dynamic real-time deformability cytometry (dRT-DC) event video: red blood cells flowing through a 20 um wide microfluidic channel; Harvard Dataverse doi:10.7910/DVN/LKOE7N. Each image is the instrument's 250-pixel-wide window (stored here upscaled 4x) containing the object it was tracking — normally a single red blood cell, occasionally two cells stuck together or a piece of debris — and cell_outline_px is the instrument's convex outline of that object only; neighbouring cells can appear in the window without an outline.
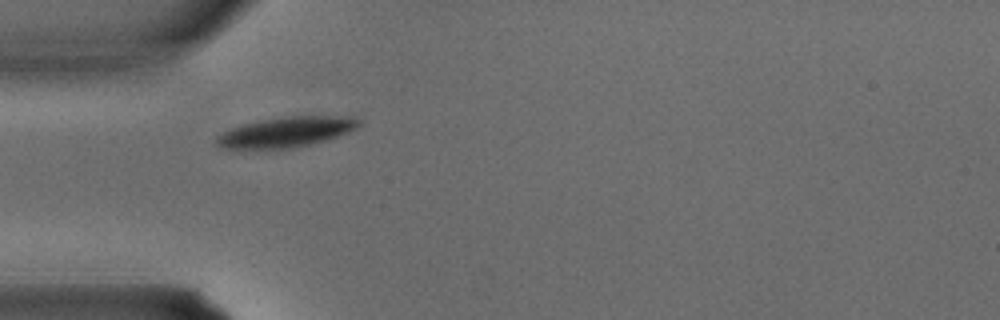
{"species": "common noctule bat (a hibernating species)", "species_latin": "Nyctalus noctula", "temperature_condition": "warm", "stored_images_in_passage": 1, "camera_frame_rate_fps": 3000, "um_per_image_px": 0.085, "animal": {"sex": "male", "body_mass_g": 15.6}, "frame": {"image": 1, "passage_image": 1, "time_ms": 0.0, "image_size_px": [1000, 320], "cell_outline_px": [[360, 124], [356, 128], [348, 132], [324, 140], [308, 144], [288, 148], [220, 148], [216, 144], [216, 136], [228, 128], [260, 120], [288, 116], [352, 116], [360, 120]], "centroid_in_image_um": [24.29, 11.2], "position_along_channel_um": 60.7, "area_um2": 24.74}}